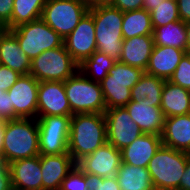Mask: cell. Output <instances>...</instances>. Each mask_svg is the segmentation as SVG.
Returning a JSON list of instances; mask_svg holds the SVG:
<instances>
[{"label": "cell", "mask_w": 190, "mask_h": 190, "mask_svg": "<svg viewBox=\"0 0 190 190\" xmlns=\"http://www.w3.org/2000/svg\"><path fill=\"white\" fill-rule=\"evenodd\" d=\"M107 143V124L103 113L74 114L71 117L68 153L77 164Z\"/></svg>", "instance_id": "1"}, {"label": "cell", "mask_w": 190, "mask_h": 190, "mask_svg": "<svg viewBox=\"0 0 190 190\" xmlns=\"http://www.w3.org/2000/svg\"><path fill=\"white\" fill-rule=\"evenodd\" d=\"M40 155L37 118L5 121L1 157L8 165L18 160Z\"/></svg>", "instance_id": "2"}, {"label": "cell", "mask_w": 190, "mask_h": 190, "mask_svg": "<svg viewBox=\"0 0 190 190\" xmlns=\"http://www.w3.org/2000/svg\"><path fill=\"white\" fill-rule=\"evenodd\" d=\"M95 25L97 51L115 60L122 52V22L124 13L112 5H100L89 8Z\"/></svg>", "instance_id": "3"}, {"label": "cell", "mask_w": 190, "mask_h": 190, "mask_svg": "<svg viewBox=\"0 0 190 190\" xmlns=\"http://www.w3.org/2000/svg\"><path fill=\"white\" fill-rule=\"evenodd\" d=\"M190 153L161 145L147 169L155 190H178Z\"/></svg>", "instance_id": "4"}, {"label": "cell", "mask_w": 190, "mask_h": 190, "mask_svg": "<svg viewBox=\"0 0 190 190\" xmlns=\"http://www.w3.org/2000/svg\"><path fill=\"white\" fill-rule=\"evenodd\" d=\"M63 83L73 115L84 113L104 114L106 105L99 82L89 79L78 70Z\"/></svg>", "instance_id": "5"}, {"label": "cell", "mask_w": 190, "mask_h": 190, "mask_svg": "<svg viewBox=\"0 0 190 190\" xmlns=\"http://www.w3.org/2000/svg\"><path fill=\"white\" fill-rule=\"evenodd\" d=\"M144 70L116 61L100 82L106 109L125 107L131 101V89L141 79Z\"/></svg>", "instance_id": "6"}, {"label": "cell", "mask_w": 190, "mask_h": 190, "mask_svg": "<svg viewBox=\"0 0 190 190\" xmlns=\"http://www.w3.org/2000/svg\"><path fill=\"white\" fill-rule=\"evenodd\" d=\"M79 70V64L67 52L65 45L46 50L31 60L29 74L39 82L66 81Z\"/></svg>", "instance_id": "7"}, {"label": "cell", "mask_w": 190, "mask_h": 190, "mask_svg": "<svg viewBox=\"0 0 190 190\" xmlns=\"http://www.w3.org/2000/svg\"><path fill=\"white\" fill-rule=\"evenodd\" d=\"M10 31L16 36L20 48L30 60L46 50L64 45V39L41 18Z\"/></svg>", "instance_id": "8"}, {"label": "cell", "mask_w": 190, "mask_h": 190, "mask_svg": "<svg viewBox=\"0 0 190 190\" xmlns=\"http://www.w3.org/2000/svg\"><path fill=\"white\" fill-rule=\"evenodd\" d=\"M88 10L84 0H47L41 19L65 39Z\"/></svg>", "instance_id": "9"}, {"label": "cell", "mask_w": 190, "mask_h": 190, "mask_svg": "<svg viewBox=\"0 0 190 190\" xmlns=\"http://www.w3.org/2000/svg\"><path fill=\"white\" fill-rule=\"evenodd\" d=\"M71 117H37L40 155L68 153Z\"/></svg>", "instance_id": "10"}, {"label": "cell", "mask_w": 190, "mask_h": 190, "mask_svg": "<svg viewBox=\"0 0 190 190\" xmlns=\"http://www.w3.org/2000/svg\"><path fill=\"white\" fill-rule=\"evenodd\" d=\"M104 115L107 124V143L118 150H122L142 134L125 107L106 109Z\"/></svg>", "instance_id": "11"}, {"label": "cell", "mask_w": 190, "mask_h": 190, "mask_svg": "<svg viewBox=\"0 0 190 190\" xmlns=\"http://www.w3.org/2000/svg\"><path fill=\"white\" fill-rule=\"evenodd\" d=\"M64 45L67 52L79 65L97 50L95 25L89 10L80 19L75 29L64 39Z\"/></svg>", "instance_id": "12"}, {"label": "cell", "mask_w": 190, "mask_h": 190, "mask_svg": "<svg viewBox=\"0 0 190 190\" xmlns=\"http://www.w3.org/2000/svg\"><path fill=\"white\" fill-rule=\"evenodd\" d=\"M42 116H73L63 82H39L37 117Z\"/></svg>", "instance_id": "13"}, {"label": "cell", "mask_w": 190, "mask_h": 190, "mask_svg": "<svg viewBox=\"0 0 190 190\" xmlns=\"http://www.w3.org/2000/svg\"><path fill=\"white\" fill-rule=\"evenodd\" d=\"M38 85L32 75H22L7 91L11 108L19 118H37Z\"/></svg>", "instance_id": "14"}, {"label": "cell", "mask_w": 190, "mask_h": 190, "mask_svg": "<svg viewBox=\"0 0 190 190\" xmlns=\"http://www.w3.org/2000/svg\"><path fill=\"white\" fill-rule=\"evenodd\" d=\"M121 163V150L106 143L81 159L77 166L85 174H94L101 178H107L116 176Z\"/></svg>", "instance_id": "15"}, {"label": "cell", "mask_w": 190, "mask_h": 190, "mask_svg": "<svg viewBox=\"0 0 190 190\" xmlns=\"http://www.w3.org/2000/svg\"><path fill=\"white\" fill-rule=\"evenodd\" d=\"M11 190H42L41 155L7 165Z\"/></svg>", "instance_id": "16"}, {"label": "cell", "mask_w": 190, "mask_h": 190, "mask_svg": "<svg viewBox=\"0 0 190 190\" xmlns=\"http://www.w3.org/2000/svg\"><path fill=\"white\" fill-rule=\"evenodd\" d=\"M125 108L142 133L161 135L165 117L160 107L145 100L130 101Z\"/></svg>", "instance_id": "17"}, {"label": "cell", "mask_w": 190, "mask_h": 190, "mask_svg": "<svg viewBox=\"0 0 190 190\" xmlns=\"http://www.w3.org/2000/svg\"><path fill=\"white\" fill-rule=\"evenodd\" d=\"M76 163L69 153L41 155L42 190H60Z\"/></svg>", "instance_id": "18"}, {"label": "cell", "mask_w": 190, "mask_h": 190, "mask_svg": "<svg viewBox=\"0 0 190 190\" xmlns=\"http://www.w3.org/2000/svg\"><path fill=\"white\" fill-rule=\"evenodd\" d=\"M161 145V135L142 133L121 150L122 162L138 167H147Z\"/></svg>", "instance_id": "19"}, {"label": "cell", "mask_w": 190, "mask_h": 190, "mask_svg": "<svg viewBox=\"0 0 190 190\" xmlns=\"http://www.w3.org/2000/svg\"><path fill=\"white\" fill-rule=\"evenodd\" d=\"M186 53L175 47L154 45L145 72L169 80Z\"/></svg>", "instance_id": "20"}, {"label": "cell", "mask_w": 190, "mask_h": 190, "mask_svg": "<svg viewBox=\"0 0 190 190\" xmlns=\"http://www.w3.org/2000/svg\"><path fill=\"white\" fill-rule=\"evenodd\" d=\"M161 140L164 146L190 153V113L166 117Z\"/></svg>", "instance_id": "21"}, {"label": "cell", "mask_w": 190, "mask_h": 190, "mask_svg": "<svg viewBox=\"0 0 190 190\" xmlns=\"http://www.w3.org/2000/svg\"><path fill=\"white\" fill-rule=\"evenodd\" d=\"M0 64L21 75H28L31 68V60L20 48L16 36L7 29L0 33Z\"/></svg>", "instance_id": "22"}, {"label": "cell", "mask_w": 190, "mask_h": 190, "mask_svg": "<svg viewBox=\"0 0 190 190\" xmlns=\"http://www.w3.org/2000/svg\"><path fill=\"white\" fill-rule=\"evenodd\" d=\"M153 48V35L123 39L122 52L118 61L145 71Z\"/></svg>", "instance_id": "23"}, {"label": "cell", "mask_w": 190, "mask_h": 190, "mask_svg": "<svg viewBox=\"0 0 190 190\" xmlns=\"http://www.w3.org/2000/svg\"><path fill=\"white\" fill-rule=\"evenodd\" d=\"M161 98L160 108L165 118L190 113V90L165 80Z\"/></svg>", "instance_id": "24"}, {"label": "cell", "mask_w": 190, "mask_h": 190, "mask_svg": "<svg viewBox=\"0 0 190 190\" xmlns=\"http://www.w3.org/2000/svg\"><path fill=\"white\" fill-rule=\"evenodd\" d=\"M116 178L121 190H155L147 167L122 162Z\"/></svg>", "instance_id": "25"}, {"label": "cell", "mask_w": 190, "mask_h": 190, "mask_svg": "<svg viewBox=\"0 0 190 190\" xmlns=\"http://www.w3.org/2000/svg\"><path fill=\"white\" fill-rule=\"evenodd\" d=\"M155 46H169L187 51L186 23L179 20L153 29Z\"/></svg>", "instance_id": "26"}, {"label": "cell", "mask_w": 190, "mask_h": 190, "mask_svg": "<svg viewBox=\"0 0 190 190\" xmlns=\"http://www.w3.org/2000/svg\"><path fill=\"white\" fill-rule=\"evenodd\" d=\"M164 83V79L145 72L131 89V101H140L147 98L152 106L160 107Z\"/></svg>", "instance_id": "27"}, {"label": "cell", "mask_w": 190, "mask_h": 190, "mask_svg": "<svg viewBox=\"0 0 190 190\" xmlns=\"http://www.w3.org/2000/svg\"><path fill=\"white\" fill-rule=\"evenodd\" d=\"M153 29L150 13L145 9L124 12L122 22V35L124 39L152 35Z\"/></svg>", "instance_id": "28"}, {"label": "cell", "mask_w": 190, "mask_h": 190, "mask_svg": "<svg viewBox=\"0 0 190 190\" xmlns=\"http://www.w3.org/2000/svg\"><path fill=\"white\" fill-rule=\"evenodd\" d=\"M47 0H14L11 29L41 18Z\"/></svg>", "instance_id": "29"}, {"label": "cell", "mask_w": 190, "mask_h": 190, "mask_svg": "<svg viewBox=\"0 0 190 190\" xmlns=\"http://www.w3.org/2000/svg\"><path fill=\"white\" fill-rule=\"evenodd\" d=\"M116 61L113 57L96 50L79 65V71L89 79L100 83Z\"/></svg>", "instance_id": "30"}, {"label": "cell", "mask_w": 190, "mask_h": 190, "mask_svg": "<svg viewBox=\"0 0 190 190\" xmlns=\"http://www.w3.org/2000/svg\"><path fill=\"white\" fill-rule=\"evenodd\" d=\"M153 28L161 27L170 22L179 21L178 6L175 0H164L150 12Z\"/></svg>", "instance_id": "31"}, {"label": "cell", "mask_w": 190, "mask_h": 190, "mask_svg": "<svg viewBox=\"0 0 190 190\" xmlns=\"http://www.w3.org/2000/svg\"><path fill=\"white\" fill-rule=\"evenodd\" d=\"M168 81L190 90V56L187 53L180 60L177 68Z\"/></svg>", "instance_id": "32"}, {"label": "cell", "mask_w": 190, "mask_h": 190, "mask_svg": "<svg viewBox=\"0 0 190 190\" xmlns=\"http://www.w3.org/2000/svg\"><path fill=\"white\" fill-rule=\"evenodd\" d=\"M60 190H88L86 174L77 164L62 181Z\"/></svg>", "instance_id": "33"}, {"label": "cell", "mask_w": 190, "mask_h": 190, "mask_svg": "<svg viewBox=\"0 0 190 190\" xmlns=\"http://www.w3.org/2000/svg\"><path fill=\"white\" fill-rule=\"evenodd\" d=\"M88 190H121L117 178H101L94 174H86Z\"/></svg>", "instance_id": "34"}, {"label": "cell", "mask_w": 190, "mask_h": 190, "mask_svg": "<svg viewBox=\"0 0 190 190\" xmlns=\"http://www.w3.org/2000/svg\"><path fill=\"white\" fill-rule=\"evenodd\" d=\"M22 75L0 64V91H8Z\"/></svg>", "instance_id": "35"}, {"label": "cell", "mask_w": 190, "mask_h": 190, "mask_svg": "<svg viewBox=\"0 0 190 190\" xmlns=\"http://www.w3.org/2000/svg\"><path fill=\"white\" fill-rule=\"evenodd\" d=\"M18 118L19 117L14 113V109L11 108L10 96L7 91H0V119L7 121Z\"/></svg>", "instance_id": "36"}, {"label": "cell", "mask_w": 190, "mask_h": 190, "mask_svg": "<svg viewBox=\"0 0 190 190\" xmlns=\"http://www.w3.org/2000/svg\"><path fill=\"white\" fill-rule=\"evenodd\" d=\"M13 1L14 0H0V25L7 30L11 29Z\"/></svg>", "instance_id": "37"}, {"label": "cell", "mask_w": 190, "mask_h": 190, "mask_svg": "<svg viewBox=\"0 0 190 190\" xmlns=\"http://www.w3.org/2000/svg\"><path fill=\"white\" fill-rule=\"evenodd\" d=\"M143 1L144 0H114L112 6L124 13L128 11L142 9Z\"/></svg>", "instance_id": "38"}, {"label": "cell", "mask_w": 190, "mask_h": 190, "mask_svg": "<svg viewBox=\"0 0 190 190\" xmlns=\"http://www.w3.org/2000/svg\"><path fill=\"white\" fill-rule=\"evenodd\" d=\"M176 2L180 20L183 22L190 20V0H177Z\"/></svg>", "instance_id": "39"}, {"label": "cell", "mask_w": 190, "mask_h": 190, "mask_svg": "<svg viewBox=\"0 0 190 190\" xmlns=\"http://www.w3.org/2000/svg\"><path fill=\"white\" fill-rule=\"evenodd\" d=\"M178 190H190V155L187 159L186 169L181 177Z\"/></svg>", "instance_id": "40"}, {"label": "cell", "mask_w": 190, "mask_h": 190, "mask_svg": "<svg viewBox=\"0 0 190 190\" xmlns=\"http://www.w3.org/2000/svg\"><path fill=\"white\" fill-rule=\"evenodd\" d=\"M163 1L164 0H144L142 9L150 13L155 9V6L160 5Z\"/></svg>", "instance_id": "41"}, {"label": "cell", "mask_w": 190, "mask_h": 190, "mask_svg": "<svg viewBox=\"0 0 190 190\" xmlns=\"http://www.w3.org/2000/svg\"><path fill=\"white\" fill-rule=\"evenodd\" d=\"M88 8H92L100 5H112L114 0H84Z\"/></svg>", "instance_id": "42"}, {"label": "cell", "mask_w": 190, "mask_h": 190, "mask_svg": "<svg viewBox=\"0 0 190 190\" xmlns=\"http://www.w3.org/2000/svg\"><path fill=\"white\" fill-rule=\"evenodd\" d=\"M0 190H11L8 172H6L2 177H0Z\"/></svg>", "instance_id": "43"}, {"label": "cell", "mask_w": 190, "mask_h": 190, "mask_svg": "<svg viewBox=\"0 0 190 190\" xmlns=\"http://www.w3.org/2000/svg\"><path fill=\"white\" fill-rule=\"evenodd\" d=\"M4 132H5V121L0 119V156L2 152Z\"/></svg>", "instance_id": "44"}, {"label": "cell", "mask_w": 190, "mask_h": 190, "mask_svg": "<svg viewBox=\"0 0 190 190\" xmlns=\"http://www.w3.org/2000/svg\"><path fill=\"white\" fill-rule=\"evenodd\" d=\"M187 30V52L190 50V20L186 21Z\"/></svg>", "instance_id": "45"}, {"label": "cell", "mask_w": 190, "mask_h": 190, "mask_svg": "<svg viewBox=\"0 0 190 190\" xmlns=\"http://www.w3.org/2000/svg\"><path fill=\"white\" fill-rule=\"evenodd\" d=\"M7 172V165L0 156V177H2Z\"/></svg>", "instance_id": "46"}, {"label": "cell", "mask_w": 190, "mask_h": 190, "mask_svg": "<svg viewBox=\"0 0 190 190\" xmlns=\"http://www.w3.org/2000/svg\"><path fill=\"white\" fill-rule=\"evenodd\" d=\"M4 30V27L0 25V33Z\"/></svg>", "instance_id": "47"}]
</instances>
